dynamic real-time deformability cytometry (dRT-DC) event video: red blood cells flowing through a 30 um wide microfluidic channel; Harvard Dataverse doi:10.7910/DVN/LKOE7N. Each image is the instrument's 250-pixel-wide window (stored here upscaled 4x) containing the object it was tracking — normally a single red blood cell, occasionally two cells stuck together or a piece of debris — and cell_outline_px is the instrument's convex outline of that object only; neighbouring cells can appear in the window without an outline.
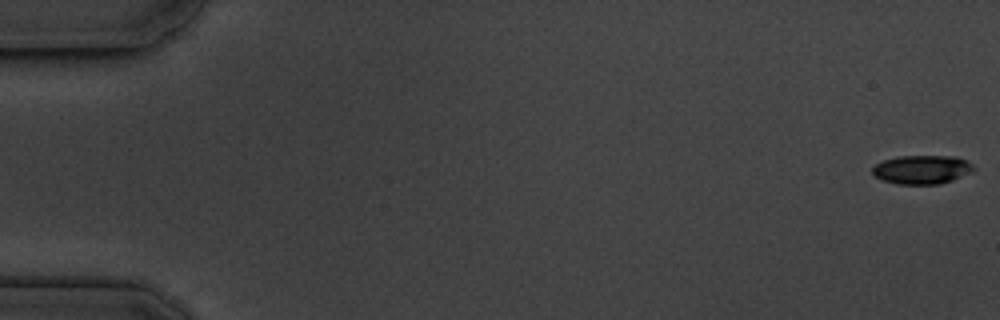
{"species": "common noctule bat (a hibernating species)", "species_latin": "Nyctalus noctula", "temperature_condition": "cold", "stored_images_in_passage": 13, "camera_frame_rate_fps": 3000, "um_per_image_px": 0.085, "animal": {"sex": "male", "body_mass_g": 19.5, "forearm_length_mm": 54.6}, "frame": {"image": 1, "passage_image": 1, "time_ms": 0.0, "image_size_px": [1000, 320], "cell_outline_px": [[976, 168], [972, 172], [952, 180], [940, 184], [896, 184], [880, 180], [872, 172], [872, 168], [876, 164], [884, 160], [900, 156], [956, 156], [972, 164]], "centroid_in_image_um": [78.36, 14.42], "position_along_channel_um": 6.6, "area_um2": 16.99}}